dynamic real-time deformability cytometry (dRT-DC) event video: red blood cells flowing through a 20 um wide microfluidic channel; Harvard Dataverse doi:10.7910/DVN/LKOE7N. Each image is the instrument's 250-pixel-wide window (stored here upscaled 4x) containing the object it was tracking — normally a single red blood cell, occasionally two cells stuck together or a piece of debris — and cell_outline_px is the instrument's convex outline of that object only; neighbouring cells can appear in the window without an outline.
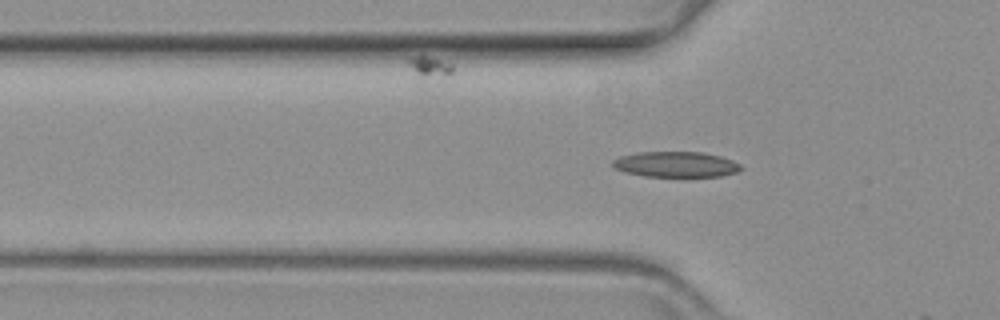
{"species": "common noctule bat (a hibernating species)", "species_latin": "Nyctalus noctula", "temperature_condition": "warm", "stored_images_in_passage": 20, "camera_frame_rate_fps": 3000, "um_per_image_px": 0.085, "animal": {"sex": "female", "body_mass_g": 19.3, "forearm_length_mm": 54.1}, "frame": {"image": 1, "passage_image": 19, "time_ms": 6.0, "image_size_px": [1000, 320], "cell_outline_px": [[744, 168], [736, 172], [720, 176], [644, 176], [624, 172], [616, 168], [612, 164], [612, 160], [620, 156], [636, 152], [700, 152], [720, 156], [732, 160], [740, 164]], "centroid_in_image_um": [57.44, 13.96], "position_along_channel_um": 68.4, "area_um2": 19.02}}